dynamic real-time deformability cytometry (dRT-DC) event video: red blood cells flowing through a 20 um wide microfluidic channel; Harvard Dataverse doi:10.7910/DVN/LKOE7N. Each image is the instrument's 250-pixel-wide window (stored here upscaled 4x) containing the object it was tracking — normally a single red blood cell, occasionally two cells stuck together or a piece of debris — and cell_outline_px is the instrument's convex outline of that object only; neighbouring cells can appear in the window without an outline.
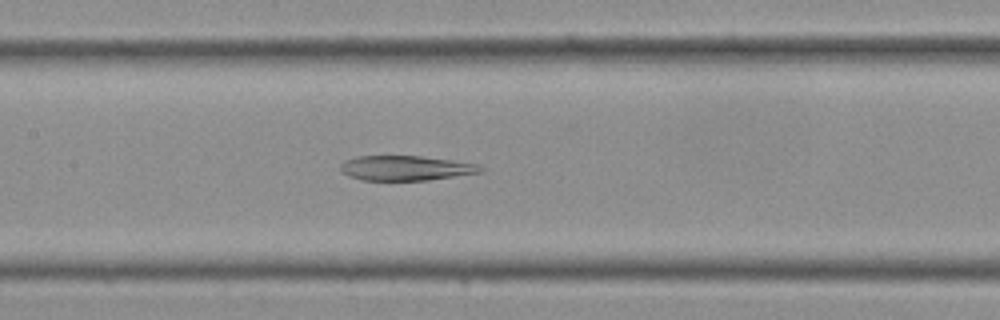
{"species": "Egyptian fruit bat (a non-hibernating species)", "species_latin": "Rousettus aegyptiacus", "temperature_condition": "cold", "stored_images_in_passage": 36, "camera_frame_rate_fps": 3000, "um_per_image_px": 0.085, "frame": {"image": 1, "passage_image": 16, "time_ms": 5.0, "image_size_px": [1000, 320], "cell_outline_px": [[484, 172], [428, 180], [360, 180], [348, 176], [340, 172], [340, 164], [344, 160], [356, 156], [420, 156], [452, 160], [480, 164], [484, 168]], "centroid_in_image_um": [34.48, 14.28], "position_along_channel_um": 172.9, "area_um2": 20.52}}
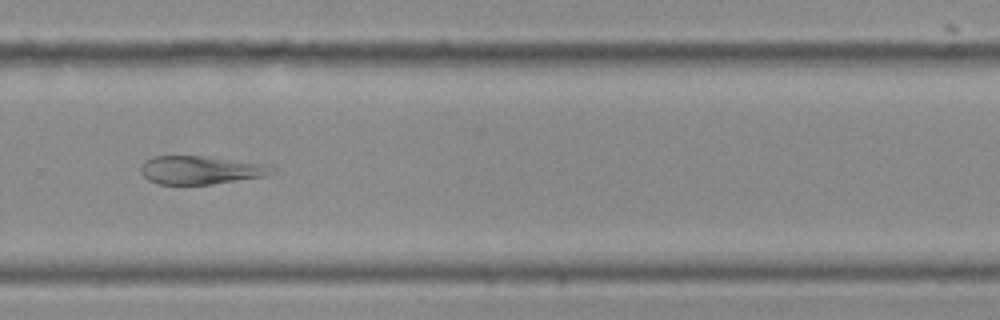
{"frame": {"image": 2, "passage_image": 24, "time_ms": 7.667, "image_size_px": [1000, 320], "cell_outline_px": [[276, 172], [264, 176], [212, 184], [160, 184], [148, 180], [140, 172], [140, 164], [144, 160], [152, 156], [200, 156], [268, 164], [276, 168]], "centroid_in_image_um": [17.03, 14.45], "position_along_channel_um": 312.8, "area_um2": 21.68}}
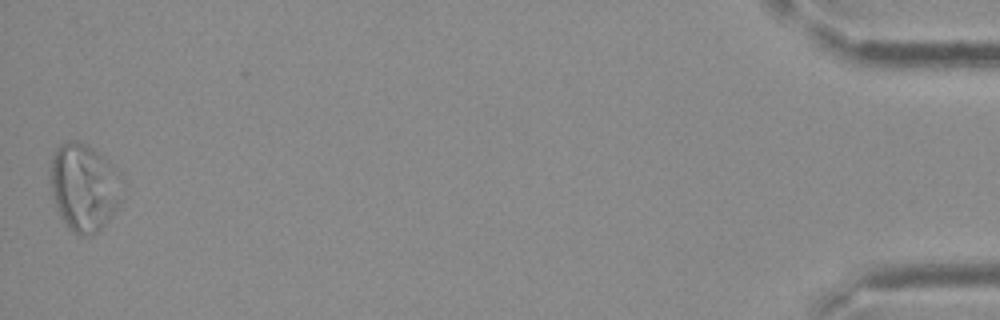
{"frame": {"image": 3, "passage_image": 36, "time_ms": 11.667, "image_size_px": [1000, 320], "cell_outline_px": [[120, 204], [104, 224], [92, 236], [80, 236], [68, 228], [60, 216], [48, 180], [52, 160], [56, 148], [60, 144], [68, 140], [76, 140], [88, 144], [112, 164], [120, 172]], "centroid_in_image_um": [7.12, 15.89], "position_along_channel_um": 428.1, "area_um2": 36.65}}